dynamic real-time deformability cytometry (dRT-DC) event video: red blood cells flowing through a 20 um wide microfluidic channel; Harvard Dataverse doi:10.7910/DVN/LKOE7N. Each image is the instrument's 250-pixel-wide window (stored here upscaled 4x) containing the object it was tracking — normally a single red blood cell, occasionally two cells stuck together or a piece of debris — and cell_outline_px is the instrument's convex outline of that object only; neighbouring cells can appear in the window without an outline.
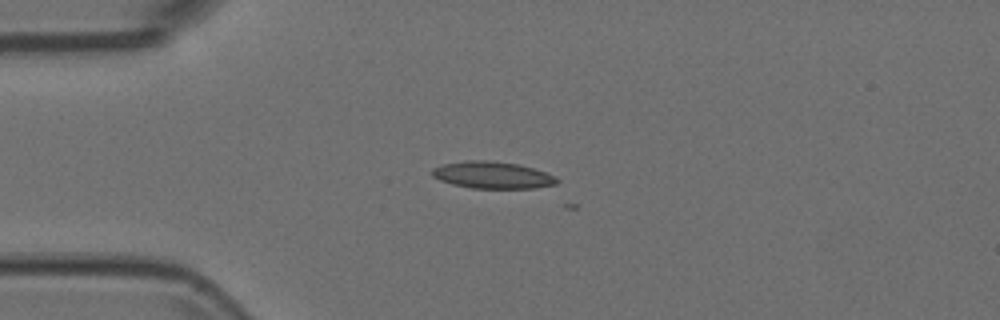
{"species": "Egyptian fruit bat (a non-hibernating species)", "species_latin": "Rousettus aegyptiacus", "temperature_condition": "room temperature", "stored_images_in_passage": 3, "camera_frame_rate_fps": 3000, "um_per_image_px": 0.085, "animal": {"sex": "female"}, "frame": {"image": 1, "passage_image": 1, "time_ms": 0.0, "image_size_px": [1000, 320], "cell_outline_px": [[560, 180], [556, 184], [532, 188], [472, 188], [452, 184], [440, 180], [432, 176], [432, 168], [444, 164], [468, 160], [488, 160], [516, 164], [532, 168], [556, 176]], "centroid_in_image_um": [41.85, 14.88], "position_along_channel_um": 43.1, "area_um2": 19.42}}